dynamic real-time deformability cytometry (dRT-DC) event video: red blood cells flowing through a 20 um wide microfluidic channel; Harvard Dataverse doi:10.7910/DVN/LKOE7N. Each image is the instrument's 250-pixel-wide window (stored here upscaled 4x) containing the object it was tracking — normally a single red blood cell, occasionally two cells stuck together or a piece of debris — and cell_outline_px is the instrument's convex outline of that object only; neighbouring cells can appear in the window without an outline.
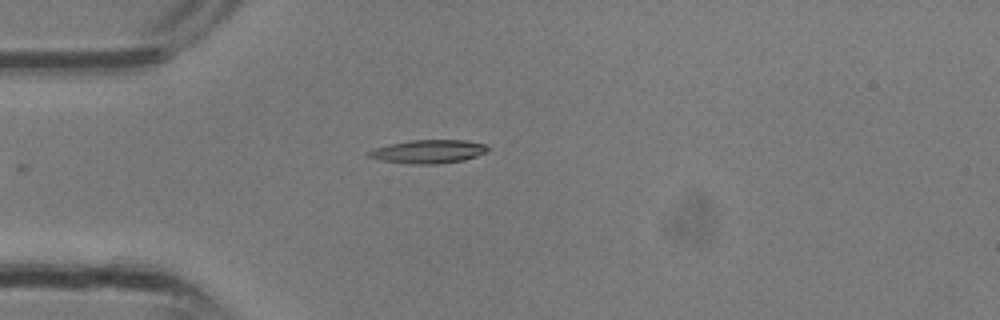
{"species": "common noctule bat (a hibernating species)", "species_latin": "Nyctalus noctula", "temperature_condition": "room temperature", "stored_images_in_passage": 13, "camera_frame_rate_fps": 3000, "um_per_image_px": 0.085, "animal": {"sex": "male", "body_mass_g": 13.3}, "frame": {"image": 1, "passage_image": 1, "time_ms": 0.0, "image_size_px": [1000, 320], "cell_outline_px": [[492, 148], [488, 152], [464, 160], [436, 164], [412, 164], [380, 160], [368, 156], [364, 152], [372, 148], [388, 144], [412, 140], [464, 140], [484, 144]], "centroid_in_image_um": [36.4, 12.88], "position_along_channel_um": 48.6, "area_um2": 16.47}}
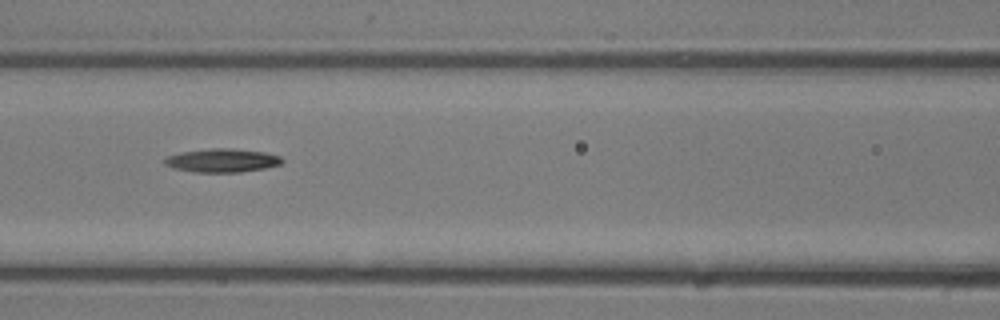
{"frame": {"image": 2, "passage_image": 6, "time_ms": 1.667, "image_size_px": [1000, 320], "cell_outline_px": [[284, 160], [280, 164], [264, 168], [240, 172], [192, 172], [172, 168], [164, 164], [160, 160], [164, 156], [180, 152], [212, 148], [228, 148], [264, 152], [280, 156]], "centroid_in_image_um": [18.78, 13.64], "position_along_channel_um": 147.8, "area_um2": 16.3}}
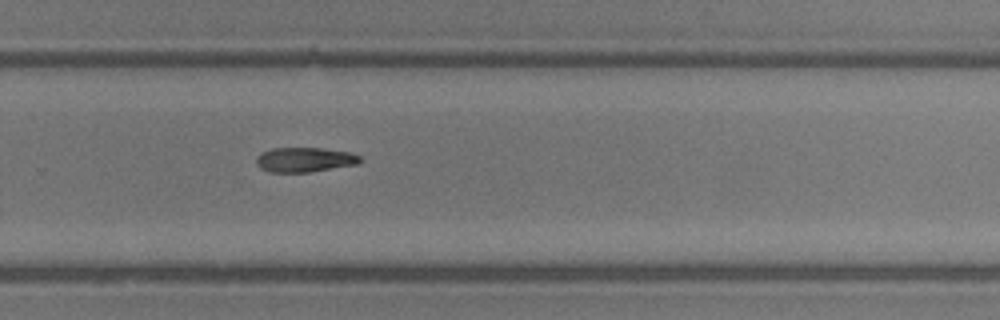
{"frame": {"image": 3, "passage_image": 13, "time_ms": 4.0, "image_size_px": [1000, 320], "cell_outline_px": [[364, 160], [356, 164], [308, 172], [268, 172], [260, 168], [256, 164], [256, 156], [260, 152], [272, 148], [320, 148], [348, 152], [360, 156]], "centroid_in_image_um": [25.84, 13.57], "position_along_channel_um": 304.0, "area_um2": 14.91}}